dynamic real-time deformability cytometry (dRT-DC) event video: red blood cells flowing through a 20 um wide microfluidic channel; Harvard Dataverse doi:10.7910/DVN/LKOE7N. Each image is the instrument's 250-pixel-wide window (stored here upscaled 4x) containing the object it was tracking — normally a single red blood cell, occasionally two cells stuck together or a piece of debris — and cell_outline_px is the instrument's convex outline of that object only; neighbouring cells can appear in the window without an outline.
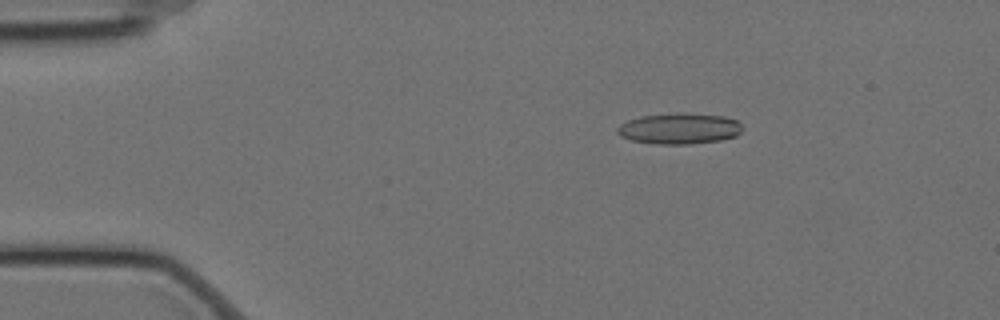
{"species": "Egyptian fruit bat (a non-hibernating species)", "species_latin": "Rousettus aegyptiacus", "temperature_condition": "cold", "stored_images_in_passage": 58, "camera_frame_rate_fps": 3000, "um_per_image_px": 0.085, "animal": {"sex": "female"}, "frame": {"image": 1, "passage_image": 10, "time_ms": 3.0, "image_size_px": [1000, 320], "cell_outline_px": [[744, 128], [736, 136], [720, 140], [688, 144], [656, 144], [632, 140], [620, 136], [616, 132], [616, 128], [620, 124], [628, 120], [640, 116], [676, 112], [684, 112], [724, 116], [736, 120]], "centroid_in_image_um": [57.73, 10.91], "position_along_channel_um": 27.3, "area_um2": 22.77}}
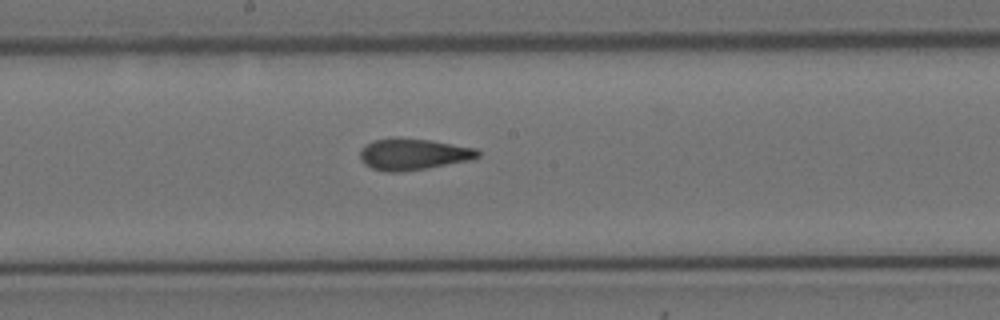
{"frame": {"image": 2, "passage_image": 31, "time_ms": 10.0, "image_size_px": [1000, 320], "cell_outline_px": [[480, 156], [472, 160], [400, 172], [384, 172], [372, 168], [364, 164], [360, 160], [360, 152], [364, 144], [372, 140], [396, 136], [432, 140], [476, 148], [480, 152]], "centroid_in_image_um": [35.09, 13.08], "position_along_channel_um": 213.1, "area_um2": 21.96}}
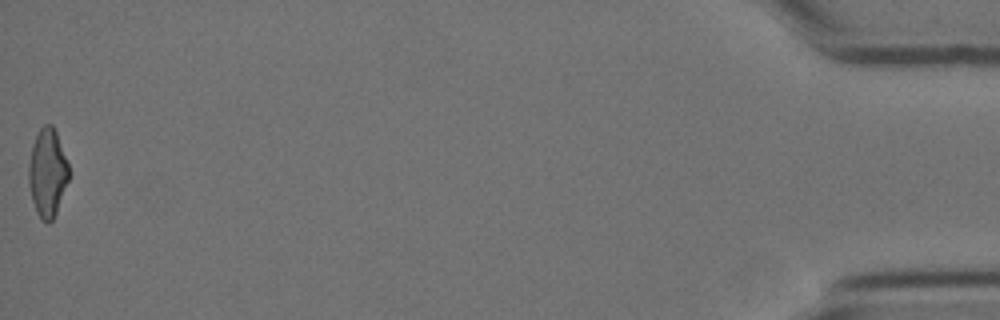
{"frame": {"image": 3, "passage_image": 58, "time_ms": 19.0, "image_size_px": [1000, 320], "cell_outline_px": [[68, 180], [56, 212], [52, 220], [48, 224], [40, 220], [36, 212], [32, 200], [28, 184], [28, 164], [32, 148], [36, 136], [40, 128], [44, 124], [52, 124], [56, 132], [68, 164]], "centroid_in_image_um": [4.01, 14.71], "position_along_channel_um": 431.2, "area_um2": 20.46}, "authors_computed_cell_mechanics": {"area_um2": 21.3571, "velocity_mm_per_s": 3.5034, "shape_relaxation_time_tau1_ms": 8.373, "shape_relaxation_time_tau2_ms": 2.3152, "deformation_change_tau1": 0.1916, "deformation_change_tau2": 0.0966}}